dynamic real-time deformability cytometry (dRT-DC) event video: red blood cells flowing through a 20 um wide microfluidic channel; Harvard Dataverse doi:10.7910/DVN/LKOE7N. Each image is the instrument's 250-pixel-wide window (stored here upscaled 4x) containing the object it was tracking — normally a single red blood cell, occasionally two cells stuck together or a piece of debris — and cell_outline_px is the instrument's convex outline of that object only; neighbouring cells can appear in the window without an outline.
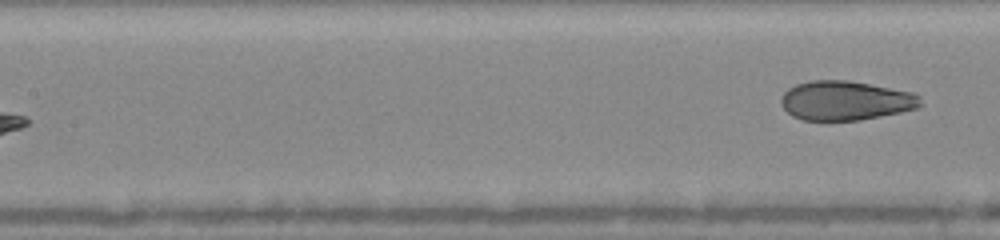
{"species": "human", "species_latin": "Homo sapiens", "temperature_condition": "warm", "stored_images_in_passage": 14, "segment_of_instrument_passage": [2, 2], "camera_frame_rate_fps": 3000, "um_per_image_px": 0.085, "donor": {"sex": "female"}, "frame": {"image": 1, "passage_image": 14, "time_ms": 8.667, "image_size_px": [1000, 240], "cell_outline_px": [[924, 104], [916, 108], [900, 112], [860, 120], [804, 120], [792, 116], [780, 104], [780, 96], [788, 88], [796, 84], [812, 80], [848, 80], [912, 92], [920, 96]], "centroid_in_image_um": [71.86, 8.54], "position_along_channel_um": 135.5, "area_um2": 32.02}}